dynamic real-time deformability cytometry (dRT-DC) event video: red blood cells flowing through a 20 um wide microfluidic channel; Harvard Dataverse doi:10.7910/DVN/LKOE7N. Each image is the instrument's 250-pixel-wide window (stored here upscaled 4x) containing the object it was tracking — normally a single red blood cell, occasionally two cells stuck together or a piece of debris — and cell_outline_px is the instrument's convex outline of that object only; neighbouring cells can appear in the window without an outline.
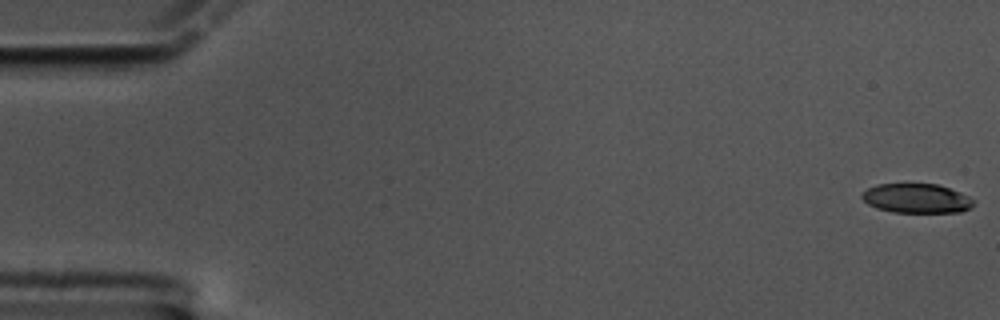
{"species": "common noctule bat (a hibernating species)", "species_latin": "Nyctalus noctula", "temperature_condition": "cold", "stored_images_in_passage": 61, "camera_frame_rate_fps": 3000, "um_per_image_px": 0.085, "animal": {"sex": "male", "body_mass_g": 17.5, "forearm_length_mm": 52.3}, "frame": {"image": 1, "passage_image": 1, "time_ms": 0.0, "image_size_px": [1000, 320], "cell_outline_px": [[976, 200], [968, 208], [960, 212], [892, 212], [876, 208], [868, 204], [860, 196], [868, 188], [876, 184], [936, 184], [960, 192]], "centroid_in_image_um": [77.89, 16.86], "position_along_channel_um": 7.1, "area_um2": 18.96}}
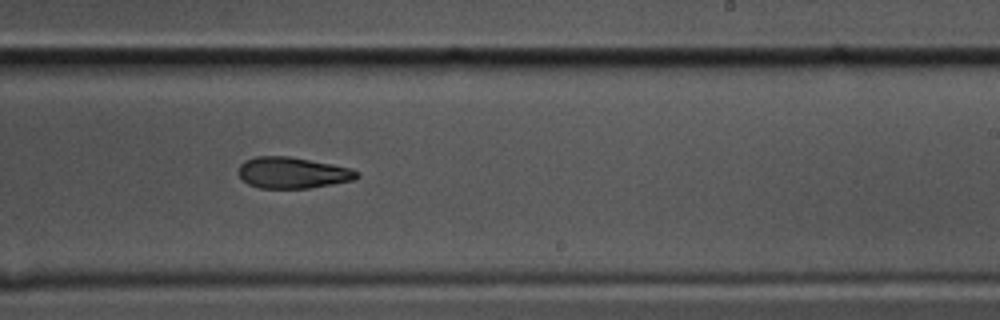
{"frame": {"image": 2, "passage_image": 37, "time_ms": 12.0, "image_size_px": [1000, 320], "cell_outline_px": [[360, 176], [352, 180], [332, 184], [308, 188], [260, 188], [248, 184], [240, 176], [240, 164], [244, 160], [256, 156], [288, 156], [332, 164], [352, 168], [360, 172]], "centroid_in_image_um": [24.89, 14.68], "position_along_channel_um": 264.1, "area_um2": 21.44}}
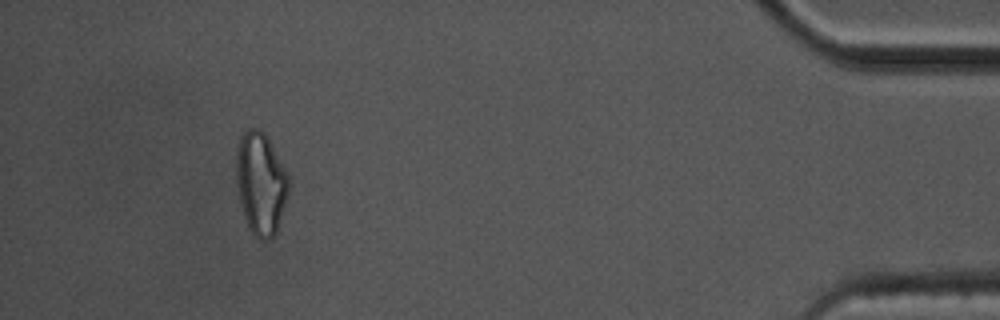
{"frame": {"image": 3, "passage_image": 56, "time_ms": 18.333, "image_size_px": [1000, 320], "cell_outline_px": [[292, 184], [276, 232], [268, 240], [256, 240], [248, 228], [240, 204], [236, 184], [236, 156], [240, 136], [248, 128], [256, 128], [264, 132], [284, 168]], "centroid_in_image_um": [22.16, 15.63], "position_along_channel_um": 413.0, "area_um2": 31.5}}